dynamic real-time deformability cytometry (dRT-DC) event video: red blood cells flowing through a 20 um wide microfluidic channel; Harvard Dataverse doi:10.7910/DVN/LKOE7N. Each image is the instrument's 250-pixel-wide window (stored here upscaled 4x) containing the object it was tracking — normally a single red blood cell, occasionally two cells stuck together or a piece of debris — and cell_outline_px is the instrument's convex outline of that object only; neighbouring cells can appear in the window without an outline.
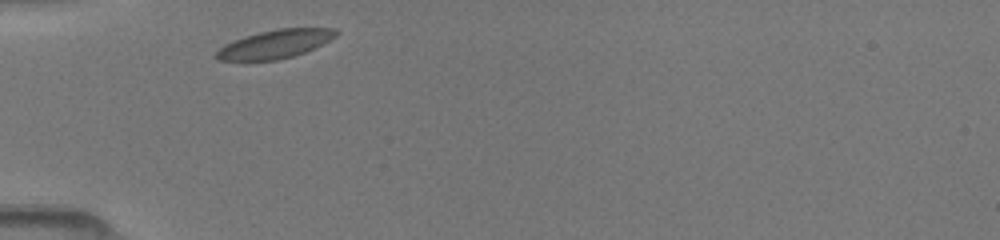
{"species": "common noctule bat (a hibernating species)", "species_latin": "Nyctalus noctula", "temperature_condition": "room temperature", "stored_images_in_passage": 6, "camera_frame_rate_fps": 3000, "um_per_image_px": 0.085, "animal": {"sex": "female", "body_mass_g": 19.5, "forearm_length_mm": 54.1}, "frame": {"image": 1, "passage_image": 1, "time_ms": 0.0, "image_size_px": [1000, 240], "cell_outline_px": [[336, 36], [304, 52], [292, 56], [276, 60], [216, 60], [212, 56], [224, 44], [244, 36], [276, 28], [332, 28], [336, 32]], "centroid_in_image_um": [23.3, 3.74], "position_along_channel_um": 61.7, "area_um2": 19.54}}
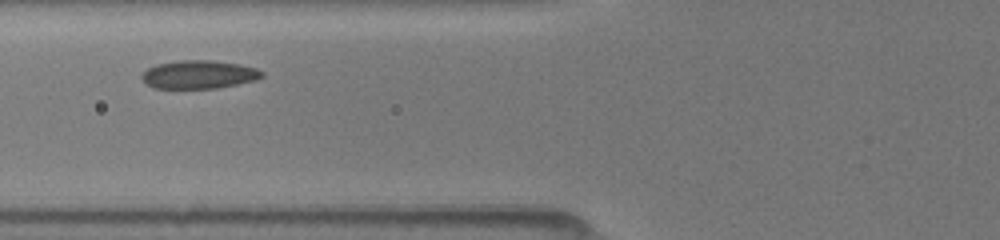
{"frame": {"image": 2, "passage_image": 2, "time_ms": 1.333, "image_size_px": [1000, 240], "cell_outline_px": [[264, 76], [256, 80], [216, 88], [152, 88], [140, 80], [140, 76], [148, 68], [156, 64], [180, 60], [212, 60], [240, 64], [256, 68], [264, 72]], "centroid_in_image_um": [16.88, 6.33], "position_along_channel_um": 108.9, "area_um2": 19.94}}
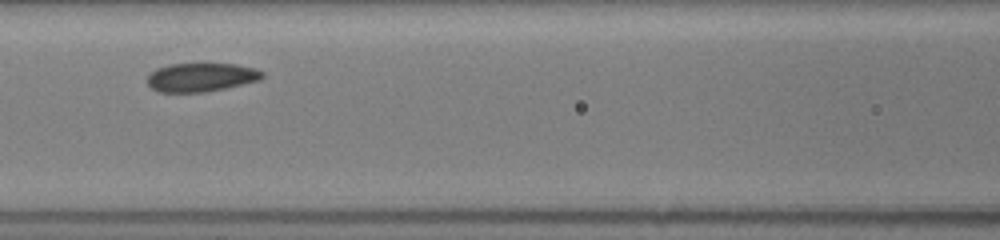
{"frame": {"image": 3, "passage_image": 4, "time_ms": 2.333, "image_size_px": [1000, 240], "cell_outline_px": [[264, 76], [260, 80], [244, 84], [204, 92], [156, 92], [148, 84], [148, 76], [156, 68], [168, 64], [236, 64], [256, 68], [264, 72]], "centroid_in_image_um": [17.11, 6.56], "position_along_channel_um": 149.5, "area_um2": 19.25}}